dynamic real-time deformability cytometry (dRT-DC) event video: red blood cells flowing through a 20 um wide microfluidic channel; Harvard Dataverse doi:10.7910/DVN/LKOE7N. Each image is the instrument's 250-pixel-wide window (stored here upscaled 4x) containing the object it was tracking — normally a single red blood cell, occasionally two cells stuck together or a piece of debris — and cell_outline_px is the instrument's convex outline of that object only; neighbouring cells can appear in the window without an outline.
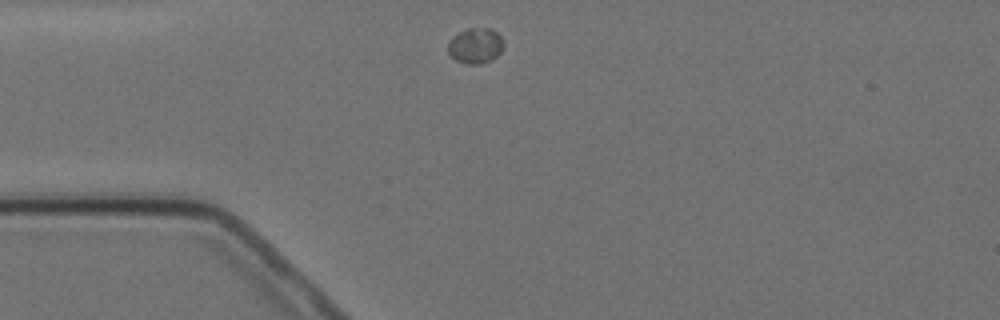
{"species": "Egyptian fruit bat (a non-hibernating species)", "species_latin": "Rousettus aegyptiacus", "temperature_condition": "cold", "stored_images_in_passage": 2, "camera_frame_rate_fps": 3000, "um_per_image_px": 0.085, "animal": {"sex": "female"}, "frame": {"image": 1, "passage_image": 1, "time_ms": 0.0, "image_size_px": [1000, 320], "cell_outline_px": [[504, 44], [500, 52], [492, 60], [480, 64], [464, 64], [456, 60], [448, 52], [448, 40], [452, 36], [468, 28], [492, 28], [504, 40]], "centroid_in_image_um": [40.41, 3.88], "position_along_channel_um": 44.6, "area_um2": 11.62}}
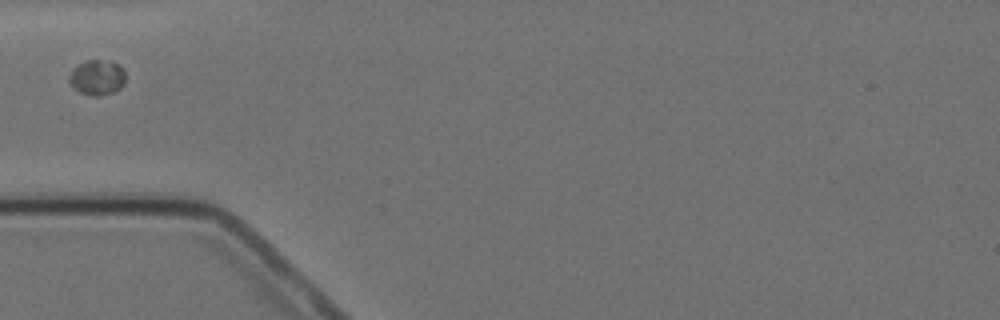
{"frame": {"image": 2, "passage_image": 2, "time_ms": 1.333, "image_size_px": [1000, 320], "cell_outline_px": [[124, 84], [120, 88], [112, 92], [100, 96], [92, 96], [80, 92], [68, 80], [68, 76], [80, 64], [88, 60], [112, 60], [120, 64], [124, 68]], "centroid_in_image_um": [8.31, 6.57], "position_along_channel_um": 76.7, "area_um2": 11.44}}